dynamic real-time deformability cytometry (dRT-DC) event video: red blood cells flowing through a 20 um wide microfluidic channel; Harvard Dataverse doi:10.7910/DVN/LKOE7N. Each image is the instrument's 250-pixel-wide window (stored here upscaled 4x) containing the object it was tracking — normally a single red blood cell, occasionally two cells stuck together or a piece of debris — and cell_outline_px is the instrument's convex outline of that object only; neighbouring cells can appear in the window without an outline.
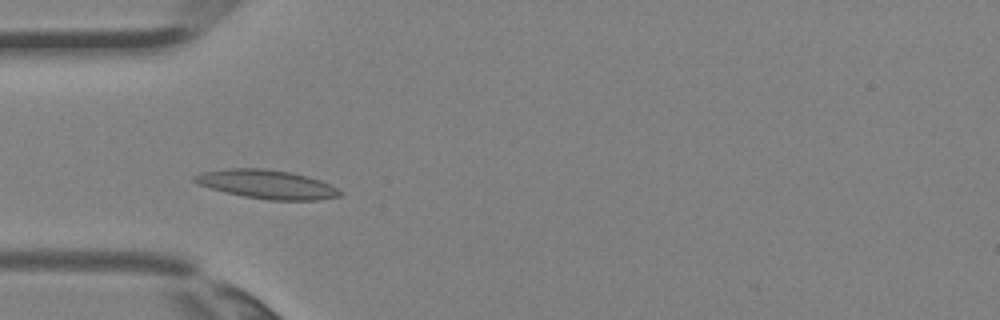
{"species": "Egyptian fruit bat (a non-hibernating species)", "species_latin": "Rousettus aegyptiacus", "temperature_condition": "room temperature", "stored_images_in_passage": 5, "camera_frame_rate_fps": 3000, "um_per_image_px": 0.085, "animal": {"sex": "female"}, "frame": {"image": 1, "passage_image": 4, "time_ms": 1.0, "image_size_px": [1000, 320], "cell_outline_px": [[344, 192], [340, 196], [316, 200], [268, 200], [244, 196], [196, 184], [192, 180], [192, 176], [200, 172], [228, 168], [264, 168], [288, 172], [308, 176], [320, 180]], "centroid_in_image_um": [22.66, 15.66], "position_along_channel_um": 62.3, "area_um2": 24.33}}
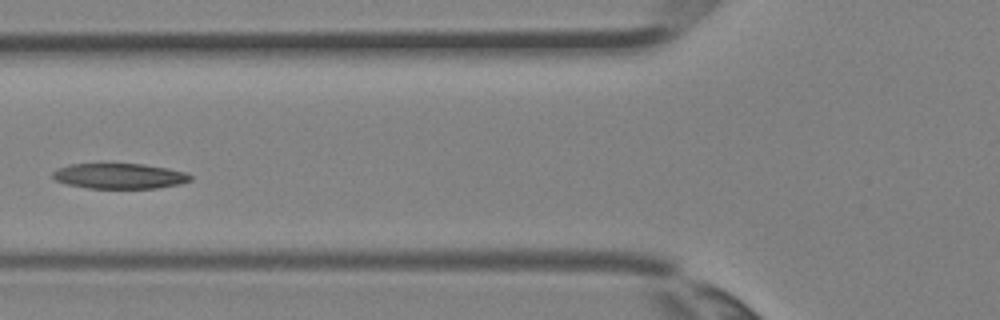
{"frame": {"image": 2, "passage_image": 5, "time_ms": 1.333, "image_size_px": [1000, 320], "cell_outline_px": [[192, 180], [180, 184], [156, 188], [88, 188], [68, 184], [56, 180], [52, 176], [52, 172], [56, 168], [68, 164], [144, 164], [168, 168], [184, 172], [192, 176]], "centroid_in_image_um": [10.15, 14.96], "position_along_channel_um": 115.7, "area_um2": 20.35}}